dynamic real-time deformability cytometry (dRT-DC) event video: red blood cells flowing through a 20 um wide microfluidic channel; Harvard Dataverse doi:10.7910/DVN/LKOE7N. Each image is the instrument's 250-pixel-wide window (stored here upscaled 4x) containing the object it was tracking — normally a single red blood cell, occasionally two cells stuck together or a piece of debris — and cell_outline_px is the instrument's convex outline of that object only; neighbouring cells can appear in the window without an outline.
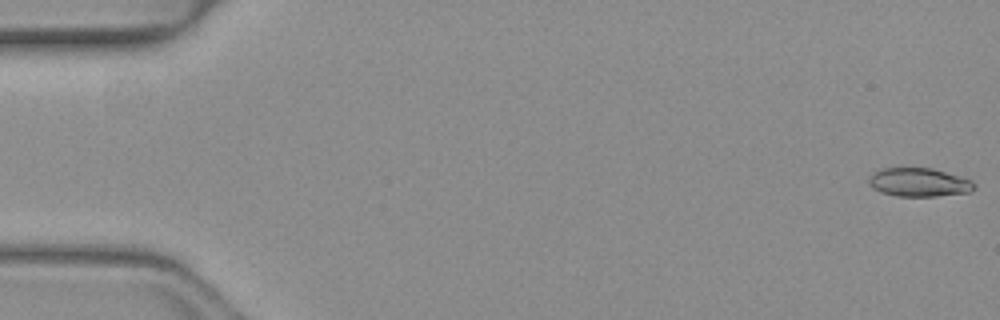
{"species": "common noctule bat (a hibernating species)", "species_latin": "Nyctalus noctula", "temperature_condition": "warm", "stored_images_in_passage": 51, "camera_frame_rate_fps": 3000, "um_per_image_px": 0.085, "animal": {"sex": "female", "body_mass_g": 19.3, "forearm_length_mm": 54.1}, "frame": {"image": 1, "passage_image": 1, "time_ms": 0.0, "image_size_px": [1000, 320], "cell_outline_px": [[976, 188], [968, 192], [936, 196], [896, 196], [880, 192], [872, 188], [868, 184], [868, 176], [872, 172], [880, 168], [932, 168], [972, 180], [976, 184]], "centroid_in_image_um": [78.06, 15.49], "position_along_channel_um": 6.9, "area_um2": 17.74}}
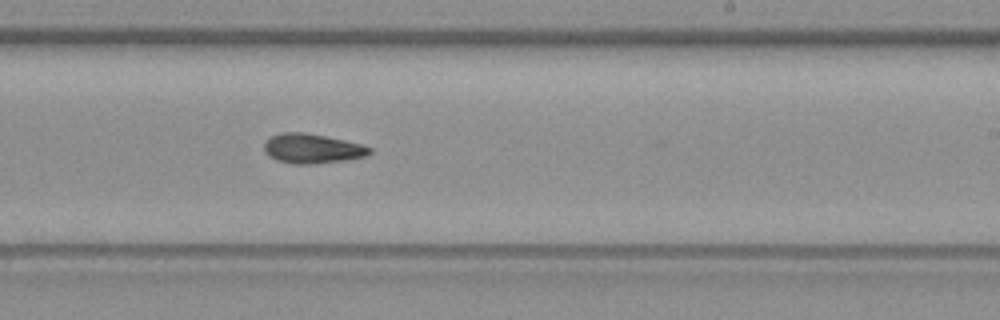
{"frame": {"image": 2, "passage_image": 31, "time_ms": 10.0, "image_size_px": [1000, 320], "cell_outline_px": [[372, 152], [368, 156], [344, 160], [312, 164], [292, 164], [276, 160], [268, 156], [264, 152], [264, 144], [272, 136], [284, 132], [304, 132], [364, 144], [372, 148]], "centroid_in_image_um": [26.56, 12.64], "position_along_channel_um": 262.4, "area_um2": 18.26}}
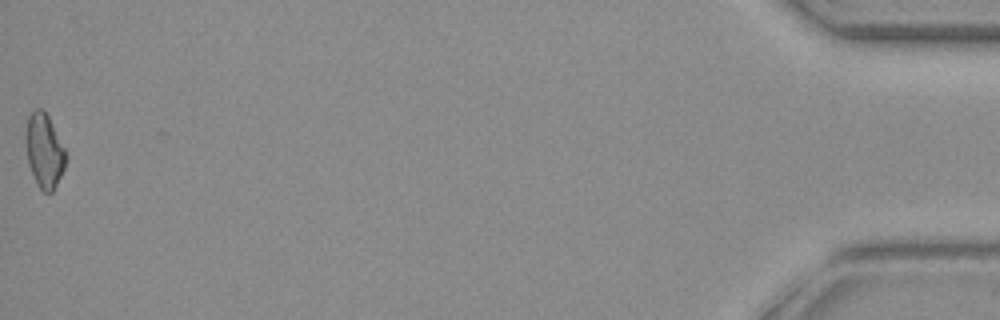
{"frame": {"image": 3, "passage_image": 51, "time_ms": 16.667, "image_size_px": [1000, 320], "cell_outline_px": [[68, 156], [64, 168], [52, 192], [44, 192], [36, 184], [28, 164], [24, 144], [24, 132], [28, 116], [36, 108], [44, 108]], "centroid_in_image_um": [3.73, 12.78], "position_along_channel_um": 431.5, "area_um2": 17.57}, "authors_computed_cell_mechanics": {"area_um2": 17.8602, "velocity_mm_per_s": 4.1008, "shape_relaxation_time_tau1_ms": 3.7211, "shape_relaxation_time_tau2_ms": null, "deformation_change_tau1": 0.1241, "deformation_change_tau2": null}}